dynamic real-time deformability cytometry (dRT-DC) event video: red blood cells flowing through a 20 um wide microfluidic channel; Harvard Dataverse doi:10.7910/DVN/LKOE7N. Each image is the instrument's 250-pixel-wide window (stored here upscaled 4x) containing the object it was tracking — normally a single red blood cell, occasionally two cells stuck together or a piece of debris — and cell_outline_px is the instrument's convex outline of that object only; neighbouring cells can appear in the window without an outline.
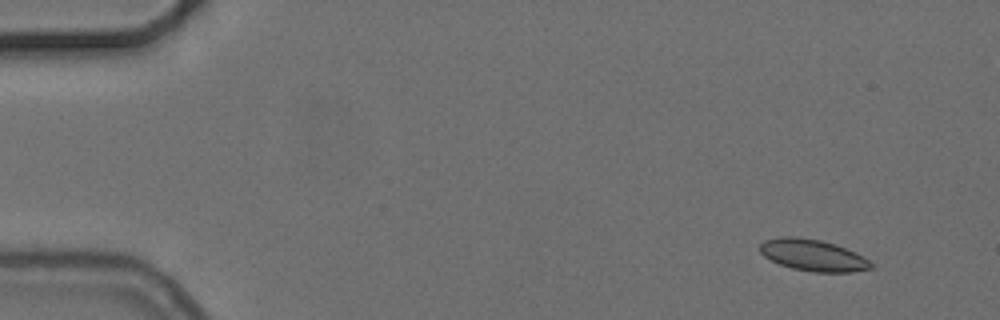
{"species": "common noctule bat (a hibernating species)", "species_latin": "Nyctalus noctula", "temperature_condition": "cold", "stored_images_in_passage": 2, "segment_of_instrument_passage": [2, 2], "camera_frame_rate_fps": 3000, "um_per_image_px": 0.085, "animal": {"sex": "female", "body_mass_g": 24.6, "forearm_length_mm": 56.2}, "frame": {"image": 1, "passage_image": 2, "time_ms": 2.0, "image_size_px": [1000, 320], "cell_outline_px": [[872, 268], [852, 272], [812, 272], [792, 268], [780, 264], [764, 256], [760, 252], [760, 244], [764, 240], [780, 236], [796, 236], [820, 240], [836, 244], [864, 256], [872, 264]], "centroid_in_image_um": [69.09, 21.68], "position_along_channel_um": 15.9, "area_um2": 20.46}}